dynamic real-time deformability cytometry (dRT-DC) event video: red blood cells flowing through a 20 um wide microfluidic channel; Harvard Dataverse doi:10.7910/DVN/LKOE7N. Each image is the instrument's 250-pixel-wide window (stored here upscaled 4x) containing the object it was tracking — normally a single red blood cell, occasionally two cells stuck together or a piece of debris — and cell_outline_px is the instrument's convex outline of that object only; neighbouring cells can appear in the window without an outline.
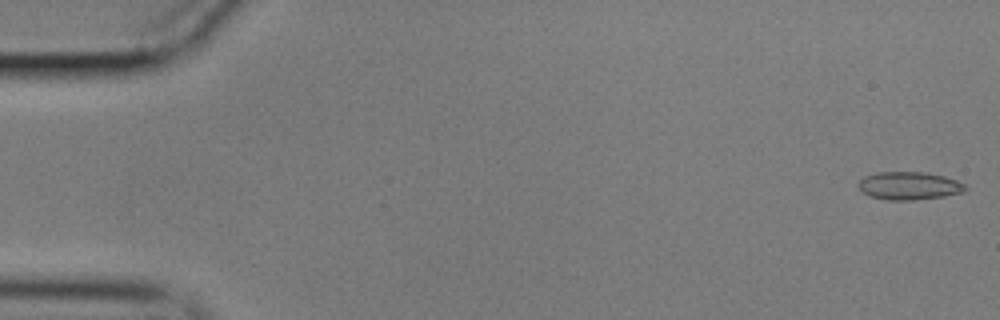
{"species": "common noctule bat (a hibernating species)", "species_latin": "Nyctalus noctula", "temperature_condition": "cold", "stored_images_in_passage": 12, "camera_frame_rate_fps": 3000, "um_per_image_px": 0.085, "animal": {"sex": "male", "body_mass_g": 17.9}, "frame": {"image": 1, "passage_image": 1, "time_ms": 0.0, "image_size_px": [1000, 320], "cell_outline_px": [[968, 188], [964, 192], [944, 196], [916, 200], [888, 200], [868, 196], [856, 184], [864, 176], [876, 172], [924, 172], [944, 176], [956, 180], [964, 184]], "centroid_in_image_um": [77.27, 15.79], "position_along_channel_um": 7.7, "area_um2": 17.51}}